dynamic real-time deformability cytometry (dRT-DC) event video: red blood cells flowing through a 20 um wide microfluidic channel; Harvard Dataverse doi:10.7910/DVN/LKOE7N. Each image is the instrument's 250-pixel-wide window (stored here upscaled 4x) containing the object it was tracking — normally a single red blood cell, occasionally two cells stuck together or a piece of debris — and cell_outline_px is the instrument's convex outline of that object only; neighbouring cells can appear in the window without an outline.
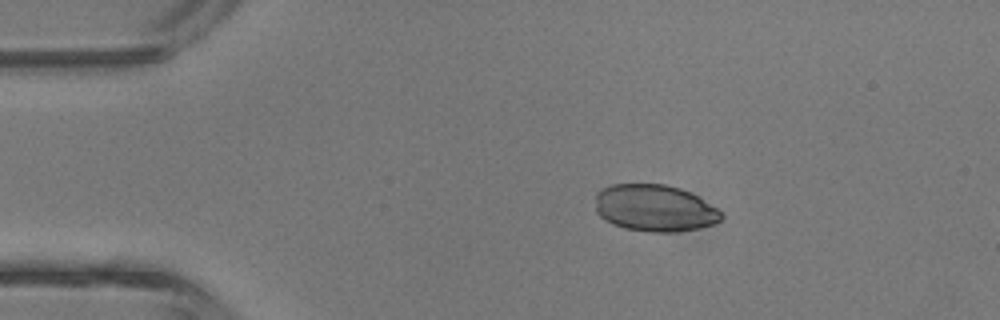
{"species": "common noctule bat (a hibernating species)", "species_latin": "Nyctalus noctula", "temperature_condition": "room temperature", "stored_images_in_passage": 3, "camera_frame_rate_fps": 3000, "um_per_image_px": 0.085, "animal": {"sex": "male", "body_mass_g": 13.3}, "frame": {"image": 1, "passage_image": 2, "time_ms": 1.0, "image_size_px": [1000, 320], "cell_outline_px": [[724, 216], [720, 220], [712, 224], [700, 228], [676, 232], [652, 232], [624, 228], [612, 224], [604, 220], [596, 212], [596, 192], [600, 188], [612, 184], [664, 184], [680, 188], [696, 196], [716, 208]], "centroid_in_image_um": [55.6, 17.69], "position_along_channel_um": 29.4, "area_um2": 34.39}}